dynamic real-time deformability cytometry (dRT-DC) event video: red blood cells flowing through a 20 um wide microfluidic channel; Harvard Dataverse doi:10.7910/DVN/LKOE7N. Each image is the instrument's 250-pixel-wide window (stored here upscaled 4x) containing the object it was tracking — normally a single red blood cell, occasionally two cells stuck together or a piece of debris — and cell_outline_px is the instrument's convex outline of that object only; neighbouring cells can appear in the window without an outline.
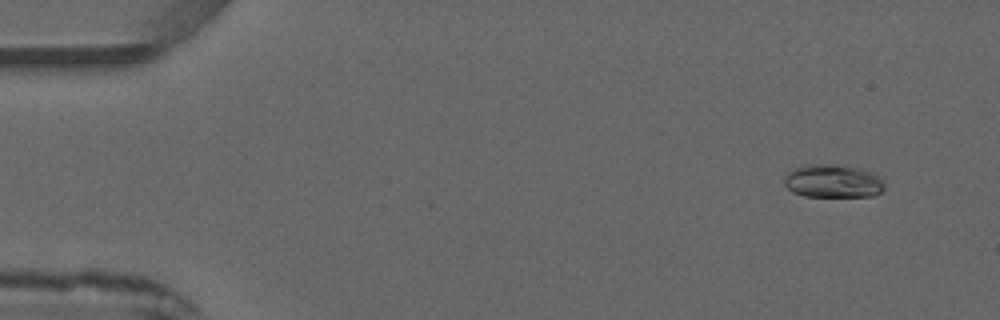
{"species": "common noctule bat (a hibernating species)", "species_latin": "Nyctalus noctula", "temperature_condition": "warm", "stored_images_in_passage": 5, "camera_frame_rate_fps": 3000, "um_per_image_px": 0.085, "animal": {"sex": "male", "forearm_length_mm": 52.5}, "frame": {"image": 1, "passage_image": 1, "time_ms": 0.0, "image_size_px": [1000, 320], "cell_outline_px": [[884, 188], [876, 196], [804, 196], [792, 192], [784, 184], [784, 176], [792, 168], [804, 164], [836, 164], [860, 168], [872, 172], [880, 176], [884, 180]], "centroid_in_image_um": [70.8, 15.38], "position_along_channel_um": 14.2, "area_um2": 19.77}}
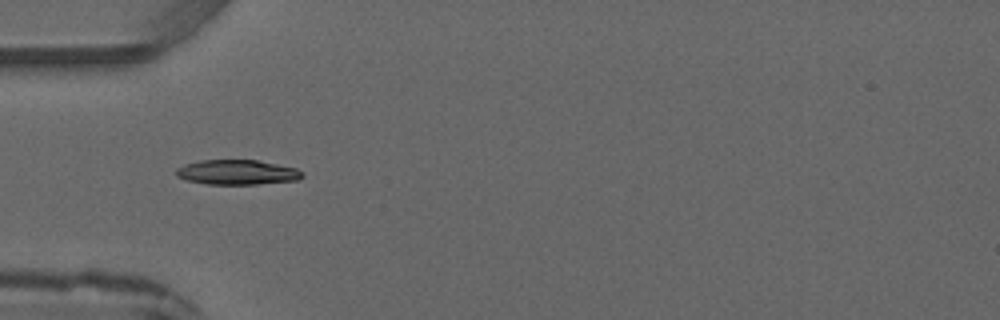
{"frame": {"image": 2, "passage_image": 4, "time_ms": 3.667, "image_size_px": [1000, 320], "cell_outline_px": [[304, 176], [296, 180], [256, 184], [208, 184], [188, 180], [176, 176], [176, 168], [184, 164], [200, 160], [256, 160], [296, 168], [304, 172]], "centroid_in_image_um": [20.15, 14.64], "position_along_channel_um": 64.9, "area_um2": 18.15}}
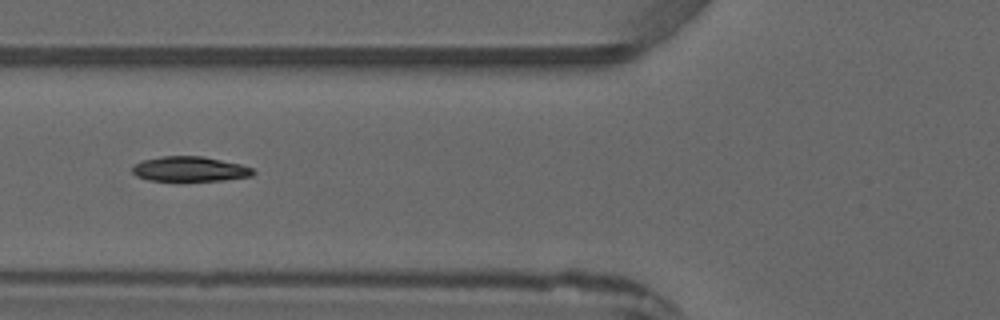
{"frame": {"image": 3, "passage_image": 5, "time_ms": 4.667, "image_size_px": [1000, 320], "cell_outline_px": [[256, 172], [252, 176], [224, 180], [148, 180], [136, 176], [132, 172], [132, 168], [136, 164], [144, 160], [160, 156], [204, 156], [240, 164], [252, 168]], "centroid_in_image_um": [16.15, 14.36], "position_along_channel_um": 109.6, "area_um2": 17.4}}